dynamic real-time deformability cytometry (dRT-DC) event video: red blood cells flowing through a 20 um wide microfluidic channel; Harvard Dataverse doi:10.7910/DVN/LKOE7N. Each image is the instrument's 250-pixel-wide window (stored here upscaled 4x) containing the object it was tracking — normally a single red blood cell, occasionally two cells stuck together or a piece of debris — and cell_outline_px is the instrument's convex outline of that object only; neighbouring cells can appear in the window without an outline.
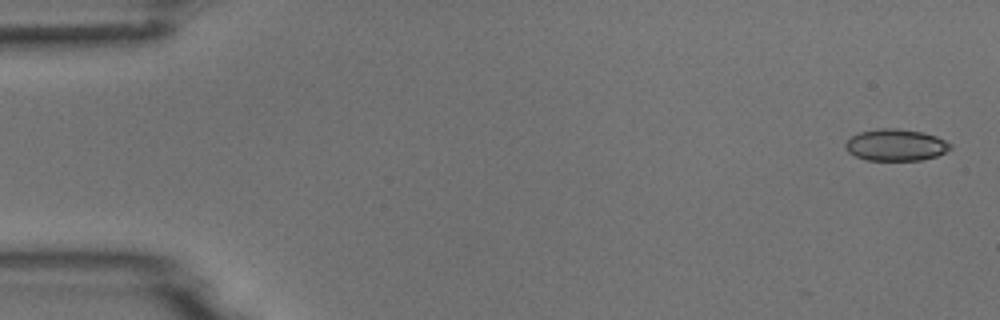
{"species": "common noctule bat (a hibernating species)", "species_latin": "Nyctalus noctula", "temperature_condition": "room temperature", "stored_images_in_passage": 5, "camera_frame_rate_fps": 3000, "um_per_image_px": 0.085, "animal": {"sex": "male", "body_mass_g": 18.8}, "frame": {"image": 1, "passage_image": 1, "time_ms": 0.0, "image_size_px": [1000, 320], "cell_outline_px": [[952, 148], [936, 156], [920, 160], [864, 160], [848, 152], [844, 148], [844, 144], [852, 136], [860, 132], [880, 128], [896, 128], [924, 132], [936, 136], [952, 144]], "centroid_in_image_um": [76.13, 12.32], "position_along_channel_um": 8.9, "area_um2": 19.42}}
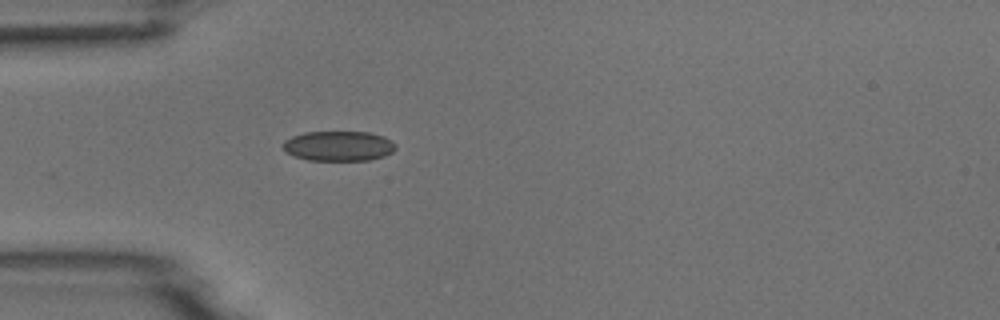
{"frame": {"image": 2, "passage_image": 5, "time_ms": 4.667, "image_size_px": [1000, 320], "cell_outline_px": [[396, 148], [392, 152], [384, 156], [368, 160], [308, 160], [284, 152], [284, 140], [292, 136], [304, 132], [368, 132], [384, 136], [392, 140], [396, 144]], "centroid_in_image_um": [28.8, 12.4], "position_along_channel_um": 56.2, "area_um2": 19.71}}